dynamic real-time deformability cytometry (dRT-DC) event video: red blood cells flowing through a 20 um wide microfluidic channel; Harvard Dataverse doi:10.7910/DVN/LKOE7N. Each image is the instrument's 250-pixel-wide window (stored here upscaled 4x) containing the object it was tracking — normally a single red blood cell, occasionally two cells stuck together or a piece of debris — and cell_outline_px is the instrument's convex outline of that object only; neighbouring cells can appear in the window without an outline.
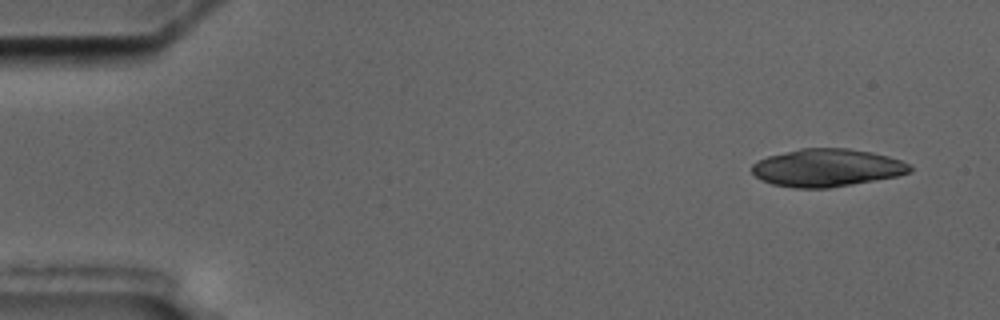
{"species": "common noctule bat (a hibernating species)", "species_latin": "Nyctalus noctula", "temperature_condition": "cold", "stored_images_in_passage": 5, "camera_frame_rate_fps": 3000, "um_per_image_px": 0.085, "animal": {"sex": "male", "body_mass_g": 17.5, "forearm_length_mm": 52.3}, "frame": {"image": 1, "passage_image": 1, "time_ms": 0.0, "image_size_px": [1000, 320], "cell_outline_px": [[912, 172], [896, 176], [852, 184], [828, 188], [796, 188], [772, 184], [756, 176], [752, 172], [752, 164], [756, 160], [768, 156], [800, 148], [848, 148], [872, 152], [888, 156], [900, 160], [908, 164], [912, 168]], "centroid_in_image_um": [70.28, 14.25], "position_along_channel_um": 14.7, "area_um2": 34.62}}